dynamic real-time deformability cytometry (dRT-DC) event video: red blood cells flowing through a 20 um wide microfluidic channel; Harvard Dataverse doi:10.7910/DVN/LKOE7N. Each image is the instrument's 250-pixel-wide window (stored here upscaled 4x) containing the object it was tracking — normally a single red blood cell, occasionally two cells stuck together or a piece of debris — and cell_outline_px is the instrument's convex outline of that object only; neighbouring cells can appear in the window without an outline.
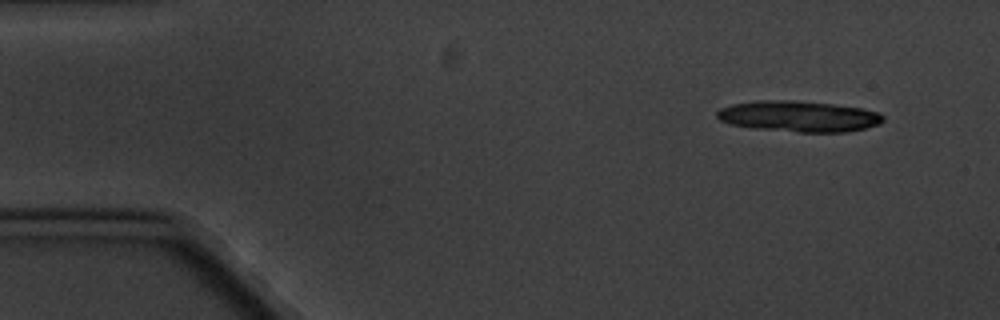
{"species": "common noctule bat (a hibernating species)", "species_latin": "Nyctalus noctula", "temperature_condition": "cold", "stored_images_in_passage": 10, "segment_of_instrument_passage": [1, 2], "camera_frame_rate_fps": 3000, "um_per_image_px": 0.085, "animal": {"sex": "male", "body_mass_g": 20.1, "forearm_length_mm": 53.5}, "frame": {"image": 1, "passage_image": 1, "time_ms": 0.0, "image_size_px": [1000, 320], "cell_outline_px": [[884, 120], [880, 124], [848, 132], [800, 132], [752, 128], [732, 124], [720, 120], [716, 116], [716, 112], [720, 108], [732, 104], [756, 100], [792, 100], [832, 104], [860, 108], [880, 112], [884, 116]], "centroid_in_image_um": [67.89, 9.88], "position_along_channel_um": 17.1, "area_um2": 30.0}}